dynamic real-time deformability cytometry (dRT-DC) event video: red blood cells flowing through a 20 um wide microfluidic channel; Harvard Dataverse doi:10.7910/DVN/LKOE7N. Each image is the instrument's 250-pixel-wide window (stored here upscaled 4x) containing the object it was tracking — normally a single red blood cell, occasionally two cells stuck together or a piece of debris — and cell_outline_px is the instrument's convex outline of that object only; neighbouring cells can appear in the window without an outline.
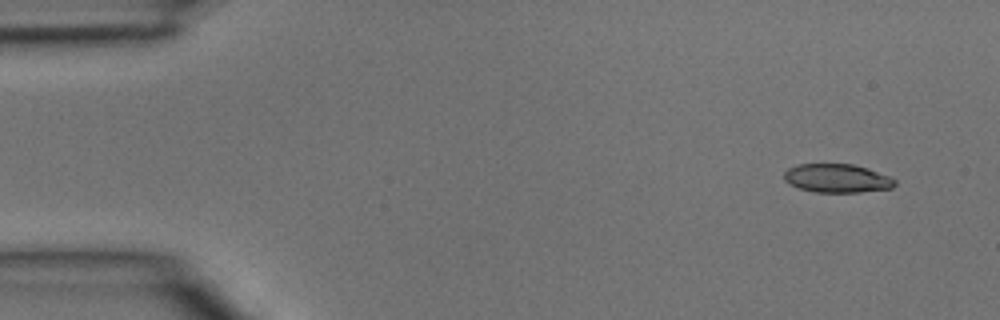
{"species": "common noctule bat (a hibernating species)", "species_latin": "Nyctalus noctula", "temperature_condition": "room temperature", "stored_images_in_passage": 3, "camera_frame_rate_fps": 3000, "um_per_image_px": 0.085, "animal": {"sex": "male", "body_mass_g": 15.6}, "frame": {"image": 1, "passage_image": 1, "time_ms": 0.0, "image_size_px": [1000, 320], "cell_outline_px": [[896, 184], [892, 188], [860, 192], [816, 192], [800, 188], [788, 184], [784, 180], [784, 172], [788, 168], [796, 164], [852, 164], [868, 168], [888, 176], [896, 180]], "centroid_in_image_um": [71.13, 15.15], "position_along_channel_um": 13.9, "area_um2": 18.5}}